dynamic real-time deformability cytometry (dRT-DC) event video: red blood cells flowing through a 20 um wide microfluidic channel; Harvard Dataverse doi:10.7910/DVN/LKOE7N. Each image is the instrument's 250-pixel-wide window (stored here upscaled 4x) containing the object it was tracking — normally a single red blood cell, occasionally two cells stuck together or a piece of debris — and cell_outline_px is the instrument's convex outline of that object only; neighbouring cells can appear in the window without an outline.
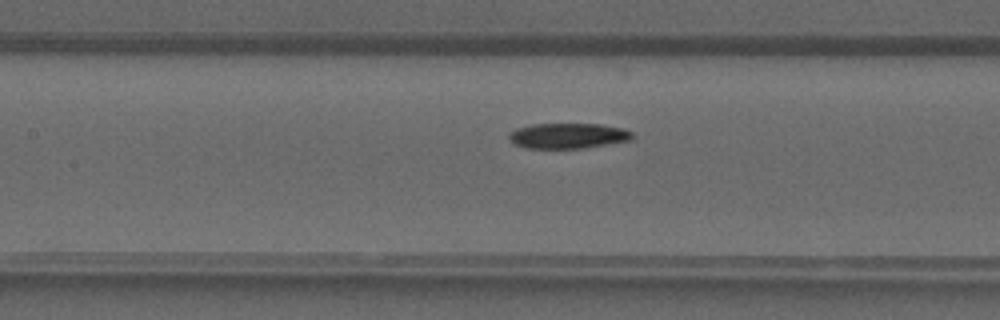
{"species": "common noctule bat (a hibernating species)", "species_latin": "Nyctalus noctula", "temperature_condition": "warm", "stored_images_in_passage": 32, "camera_frame_rate_fps": 3000, "um_per_image_px": 0.085, "animal": {"sex": "male", "forearm_length_mm": 52.5}, "frame": {"image": 1, "passage_image": 12, "time_ms": 3.667, "image_size_px": [1000, 320], "cell_outline_px": [[636, 136], [632, 140], [584, 148], [528, 148], [516, 144], [508, 136], [516, 128], [532, 124], [600, 124], [624, 128], [632, 132]], "centroid_in_image_um": [48.36, 11.53], "position_along_channel_um": 159.0, "area_um2": 18.21}}
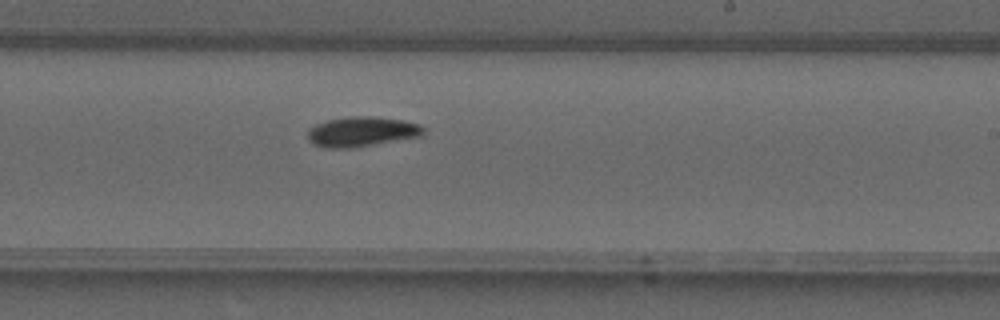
{"frame": {"image": 2, "passage_image": 18, "time_ms": 5.667, "image_size_px": [1000, 320], "cell_outline_px": [[424, 136], [352, 148], [324, 148], [312, 144], [308, 140], [308, 128], [316, 124], [328, 120], [352, 116], [372, 116], [404, 120], [420, 124], [424, 128]], "centroid_in_image_um": [30.76, 11.2], "position_along_channel_um": 258.2, "area_um2": 20.46}}
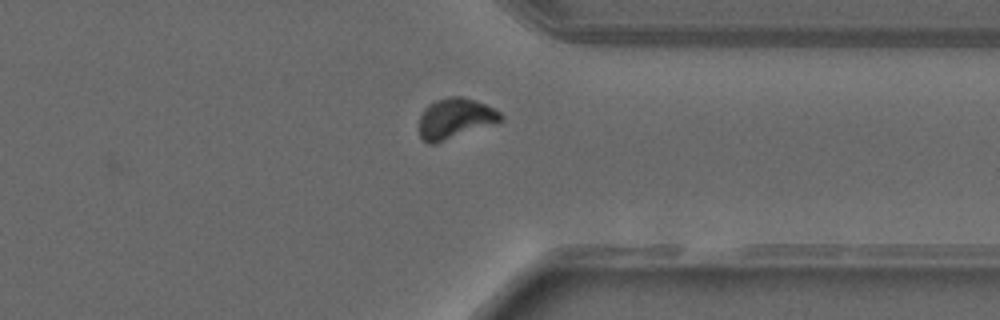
{"frame": {"image": 3, "passage_image": 25, "time_ms": 8.0, "image_size_px": [1000, 320], "cell_outline_px": [[504, 120], [496, 124], [436, 144], [428, 144], [420, 136], [420, 116], [424, 108], [428, 104], [436, 100], [452, 96], [460, 96], [476, 100], [500, 112], [504, 116]], "centroid_in_image_um": [38.71, 10.08], "position_along_channel_um": 372.7, "area_um2": 19.48}}